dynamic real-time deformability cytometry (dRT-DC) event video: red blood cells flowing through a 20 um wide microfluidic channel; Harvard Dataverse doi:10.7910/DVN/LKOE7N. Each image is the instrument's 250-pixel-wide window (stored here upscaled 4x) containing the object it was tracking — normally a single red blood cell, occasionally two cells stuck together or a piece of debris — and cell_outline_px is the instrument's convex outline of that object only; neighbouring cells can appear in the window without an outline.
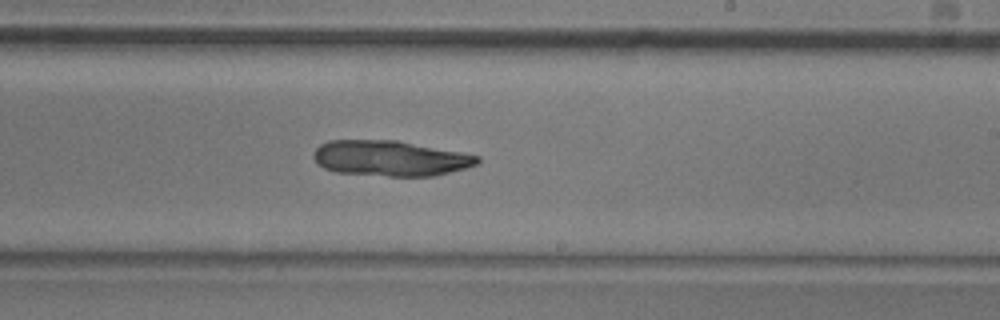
{"species": "common noctule bat (a hibernating species)", "species_latin": "Nyctalus noctula", "temperature_condition": "room temperature", "stored_images_in_passage": 50, "camera_frame_rate_fps": 3000, "um_per_image_px": 0.085, "animal": {"sex": "male", "body_mass_g": 20.5, "forearm_length_mm": 52.5}, "frame": {"image": 1, "passage_image": 29, "time_ms": 9.333, "image_size_px": [1000, 320], "cell_outline_px": [[480, 160], [476, 164], [464, 168], [432, 176], [388, 176], [336, 172], [324, 168], [316, 164], [312, 156], [316, 148], [320, 144], [328, 140], [396, 140], [460, 152], [480, 156]], "centroid_in_image_um": [33.1, 13.45], "position_along_channel_um": 255.9, "area_um2": 33.76}}
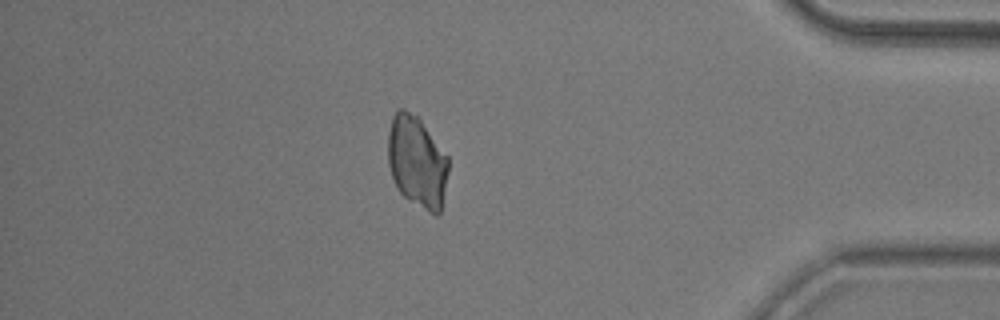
{"frame": {"image": 2, "passage_image": 43, "time_ms": 14.0, "image_size_px": [1000, 320], "cell_outline_px": [[448, 172], [440, 212], [436, 216], [428, 212], [408, 200], [400, 192], [392, 176], [388, 164], [388, 132], [392, 116], [396, 108], [404, 108], [416, 116], [420, 120], [448, 156]], "centroid_in_image_um": [35.43, 13.74], "position_along_channel_um": 399.8, "area_um2": 32.19}}
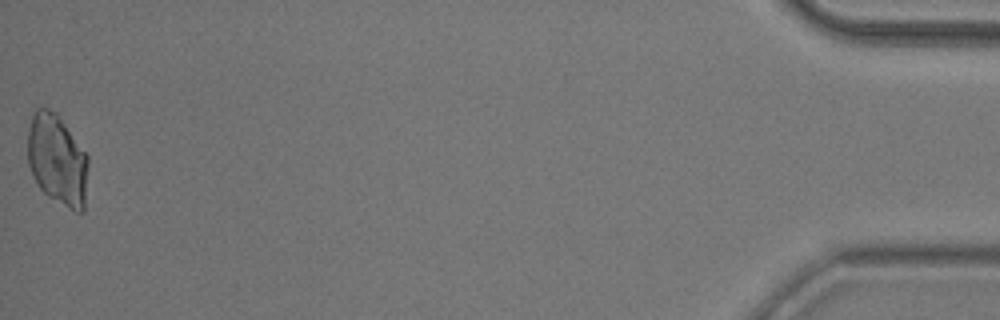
{"frame": {"image": 3, "passage_image": 50, "time_ms": 16.333, "image_size_px": [1000, 320], "cell_outline_px": [[88, 164], [84, 212], [76, 212], [68, 208], [48, 196], [40, 188], [32, 176], [28, 164], [28, 132], [32, 112], [36, 108], [48, 108], [56, 112], [60, 116], [88, 156]], "centroid_in_image_um": [4.86, 13.57], "position_along_channel_um": 430.3, "area_um2": 32.31}}